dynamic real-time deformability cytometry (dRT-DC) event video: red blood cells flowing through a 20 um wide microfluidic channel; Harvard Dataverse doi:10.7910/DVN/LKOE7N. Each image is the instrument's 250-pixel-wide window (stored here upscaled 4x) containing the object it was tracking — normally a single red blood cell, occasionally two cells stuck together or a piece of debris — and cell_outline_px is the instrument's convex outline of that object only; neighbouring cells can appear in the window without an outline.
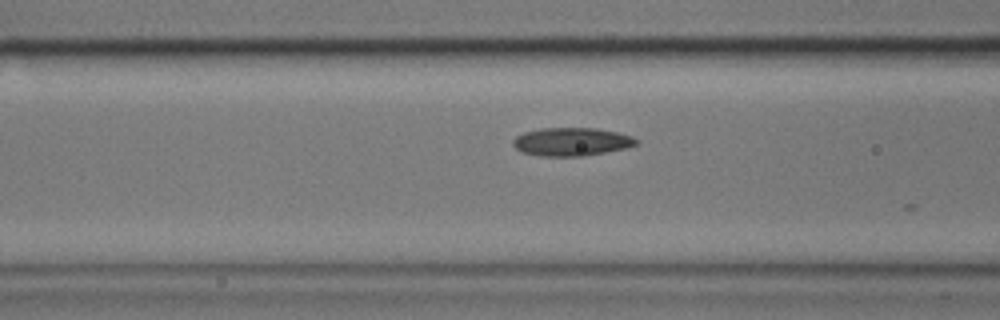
{"species": "common noctule bat (a hibernating species)", "species_latin": "Nyctalus noctula", "temperature_condition": "cold", "stored_images_in_passage": 10, "camera_frame_rate_fps": 3000, "um_per_image_px": 0.085, "animal": {"sex": "male", "body_mass_g": 17.9}, "frame": {"image": 1, "passage_image": 6, "time_ms": 1.667, "image_size_px": [1000, 320], "cell_outline_px": [[640, 144], [628, 148], [584, 156], [540, 156], [520, 152], [512, 144], [512, 140], [516, 136], [524, 132], [540, 128], [596, 128], [616, 132], [632, 136], [640, 140]], "centroid_in_image_um": [48.61, 12.05], "position_along_channel_um": 118.0, "area_um2": 20.58}}
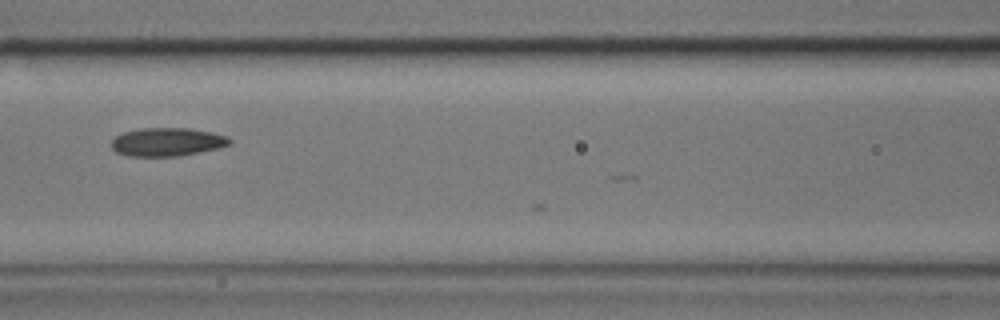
{"frame": {"image": 2, "passage_image": 9, "time_ms": 2.667, "image_size_px": [1000, 320], "cell_outline_px": [[232, 144], [216, 148], [180, 156], [128, 156], [116, 152], [112, 148], [112, 140], [116, 136], [124, 132], [140, 128], [192, 128], [212, 132], [228, 136], [232, 140]], "centroid_in_image_um": [14.23, 12.06], "position_along_channel_um": 152.4, "area_um2": 19.59}}